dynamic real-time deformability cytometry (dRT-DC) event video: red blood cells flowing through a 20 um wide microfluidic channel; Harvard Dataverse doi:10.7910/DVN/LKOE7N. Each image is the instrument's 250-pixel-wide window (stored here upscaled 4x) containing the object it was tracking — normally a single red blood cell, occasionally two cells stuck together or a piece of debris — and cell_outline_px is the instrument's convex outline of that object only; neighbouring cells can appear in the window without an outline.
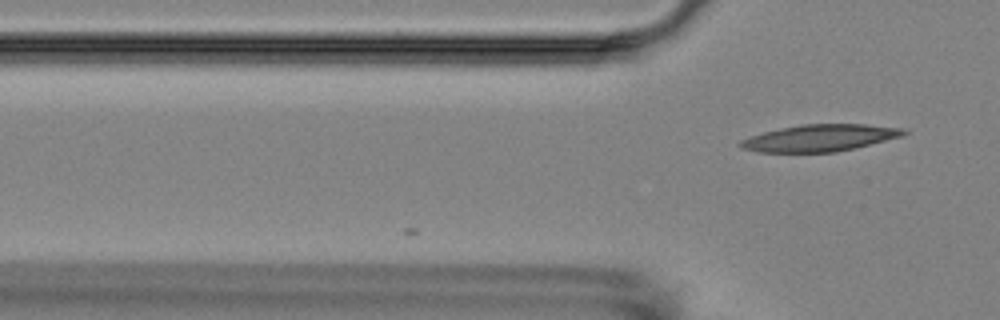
{"species": "Egyptian fruit bat (a non-hibernating species)", "species_latin": "Rousettus aegyptiacus", "temperature_condition": "room temperature", "stored_images_in_passage": 3, "camera_frame_rate_fps": 3000, "um_per_image_px": 0.085, "animal": {"sex": "female"}, "frame": {"image": 1, "passage_image": 3, "time_ms": 3.0, "image_size_px": [1000, 320], "cell_outline_px": [[908, 132], [904, 136], [856, 148], [836, 152], [756, 152], [740, 148], [736, 144], [740, 140], [764, 132], [780, 128], [800, 124], [864, 124], [904, 128]], "centroid_in_image_um": [69.69, 11.73], "position_along_channel_um": 56.1, "area_um2": 25.78}}